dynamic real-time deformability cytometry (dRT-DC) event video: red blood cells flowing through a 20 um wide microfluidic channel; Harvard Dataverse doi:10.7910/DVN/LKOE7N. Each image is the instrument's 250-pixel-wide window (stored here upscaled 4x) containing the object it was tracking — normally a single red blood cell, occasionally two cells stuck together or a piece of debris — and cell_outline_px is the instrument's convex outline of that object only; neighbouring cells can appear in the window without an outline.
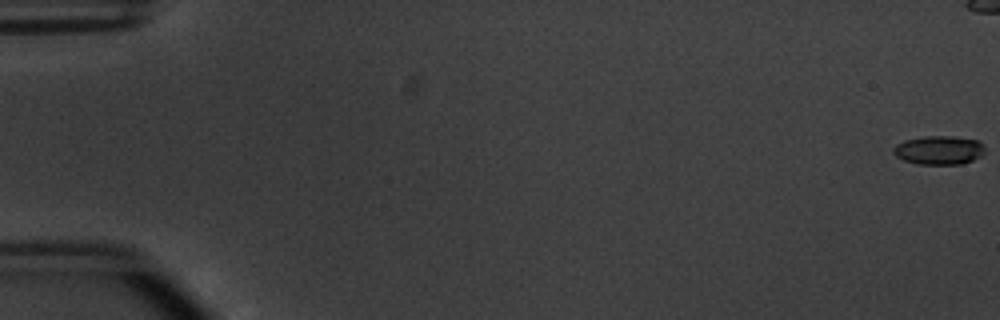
{"species": "common noctule bat (a hibernating species)", "species_latin": "Nyctalus noctula", "temperature_condition": "warm", "stored_images_in_passage": 46, "camera_frame_rate_fps": 3000, "um_per_image_px": 0.085, "animal": {"sex": "male", "body_mass_g": 20.1, "forearm_length_mm": 53.5}, "frame": {"image": 1, "passage_image": 1, "time_ms": 0.0, "image_size_px": [1000, 320], "cell_outline_px": [[984, 152], [980, 156], [972, 160], [960, 164], [916, 164], [904, 160], [896, 156], [892, 152], [892, 148], [896, 144], [904, 140], [924, 136], [952, 136], [976, 140], [984, 144]], "centroid_in_image_um": [79.78, 12.76], "position_along_channel_um": 5.2, "area_um2": 15.37}}
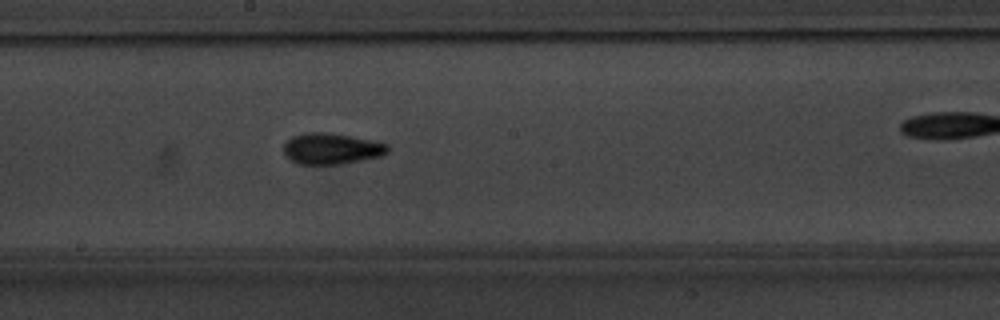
{"frame": {"image": 2, "passage_image": 31, "time_ms": 10.0, "image_size_px": [1000, 320], "cell_outline_px": [[388, 152], [384, 156], [364, 160], [340, 164], [296, 164], [284, 152], [284, 144], [292, 136], [304, 132], [324, 132], [372, 140], [388, 144]], "centroid_in_image_um": [28.2, 12.64], "position_along_channel_um": 220.0, "area_um2": 18.84}}
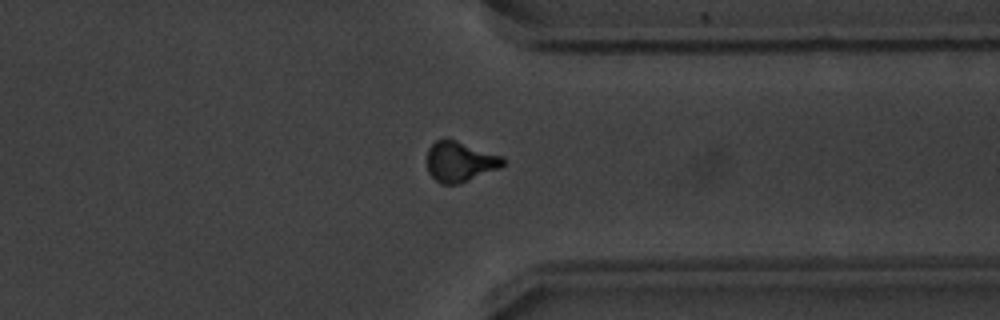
{"frame": {"image": 3, "passage_image": 43, "time_ms": 14.0, "image_size_px": [1000, 320], "cell_outline_px": [[504, 164], [500, 168], [468, 180], [456, 184], [440, 184], [428, 172], [428, 148], [436, 140], [456, 140], [504, 156]], "centroid_in_image_um": [39.12, 13.74], "position_along_channel_um": 372.3, "area_um2": 17.63}}